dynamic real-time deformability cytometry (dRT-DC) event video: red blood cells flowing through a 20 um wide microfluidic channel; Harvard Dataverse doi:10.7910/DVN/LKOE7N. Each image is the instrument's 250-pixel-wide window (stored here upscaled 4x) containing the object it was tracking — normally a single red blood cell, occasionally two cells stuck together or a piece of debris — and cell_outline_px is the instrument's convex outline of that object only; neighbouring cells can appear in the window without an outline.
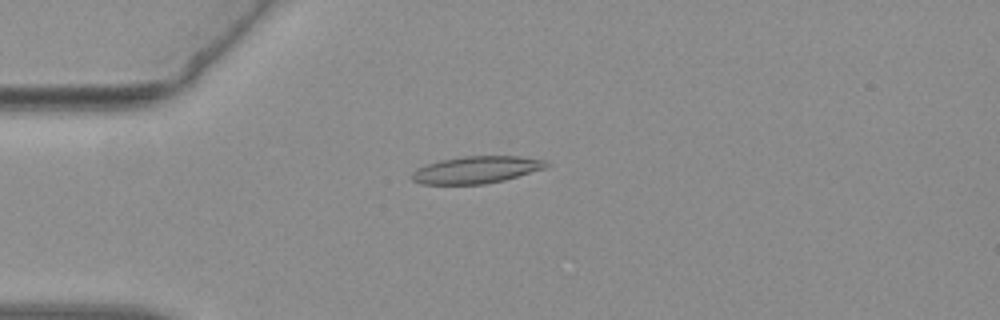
{"species": "common noctule bat (a hibernating species)", "species_latin": "Nyctalus noctula", "temperature_condition": "warm", "stored_images_in_passage": 54, "camera_frame_rate_fps": 3000, "um_per_image_px": 0.085, "animal": {"sex": "female", "body_mass_g": 19.3, "forearm_length_mm": 54.1}, "frame": {"image": 1, "passage_image": 14, "time_ms": 4.333, "image_size_px": [1000, 320], "cell_outline_px": [[552, 164], [548, 168], [504, 180], [484, 184], [420, 184], [412, 180], [412, 172], [416, 168], [424, 164], [440, 160], [464, 156], [520, 156], [544, 160]], "centroid_in_image_um": [40.51, 14.43], "position_along_channel_um": 44.5, "area_um2": 21.5}}
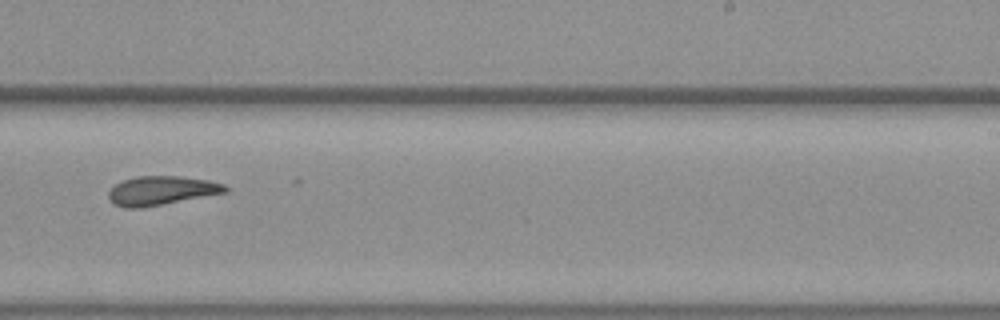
{"frame": {"image": 2, "passage_image": 34, "time_ms": 11.0, "image_size_px": [1000, 320], "cell_outline_px": [[228, 192], [140, 208], [124, 208], [112, 204], [108, 196], [108, 192], [116, 184], [124, 180], [136, 176], [176, 176], [208, 180], [224, 184], [228, 188]], "centroid_in_image_um": [13.69, 16.2], "position_along_channel_um": 275.3, "area_um2": 19.59}}
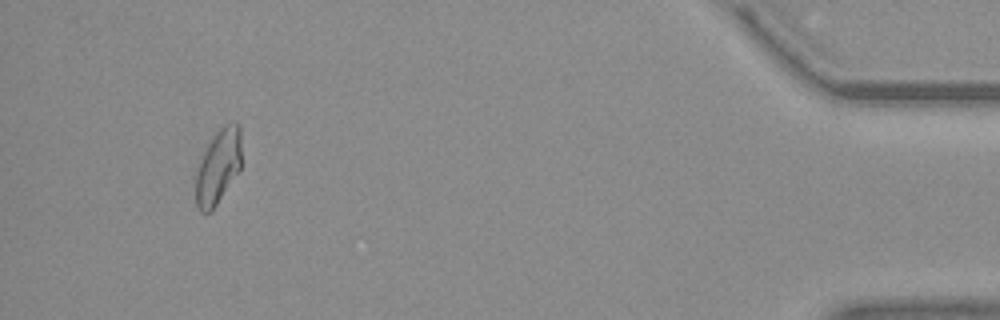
{"frame": {"image": 3, "passage_image": 51, "time_ms": 16.667, "image_size_px": [1000, 320], "cell_outline_px": [[240, 172], [212, 212], [200, 212], [196, 204], [196, 172], [200, 160], [208, 144], [216, 132], [224, 124], [232, 120], [236, 120], [240, 124]], "centroid_in_image_um": [18.56, 14.17], "position_along_channel_um": 416.6, "area_um2": 20.23}}